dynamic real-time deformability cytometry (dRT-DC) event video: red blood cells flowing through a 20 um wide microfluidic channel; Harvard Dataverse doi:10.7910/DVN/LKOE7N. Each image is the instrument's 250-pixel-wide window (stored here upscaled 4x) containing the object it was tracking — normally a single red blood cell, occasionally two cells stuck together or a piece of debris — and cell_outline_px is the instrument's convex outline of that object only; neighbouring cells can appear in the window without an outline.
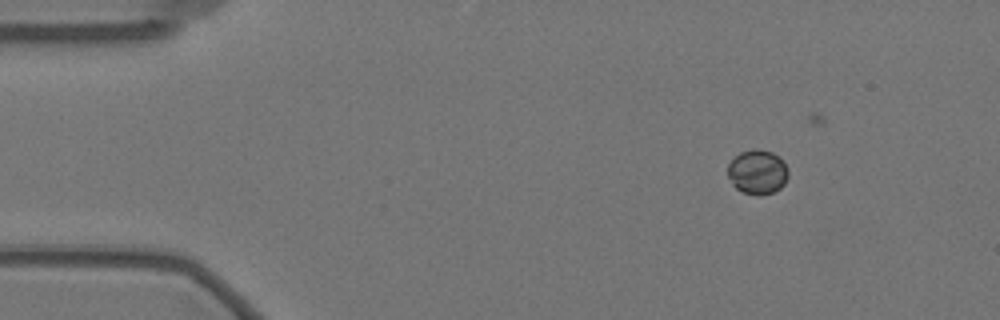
{"species": "Egyptian fruit bat (a non-hibernating species)", "species_latin": "Rousettus aegyptiacus", "temperature_condition": "warm", "stored_images_in_passage": 60, "camera_frame_rate_fps": 3000, "um_per_image_px": 0.085, "animal": {"sex": "female"}, "frame": {"image": 1, "passage_image": 8, "time_ms": 2.333, "image_size_px": [1000, 320], "cell_outline_px": [[788, 176], [784, 184], [780, 188], [772, 192], [760, 196], [756, 196], [744, 192], [736, 188], [732, 184], [728, 176], [728, 164], [740, 152], [756, 148], [772, 152], [784, 164], [788, 172]], "centroid_in_image_um": [64.36, 14.63], "position_along_channel_um": 20.6, "area_um2": 15.49}}
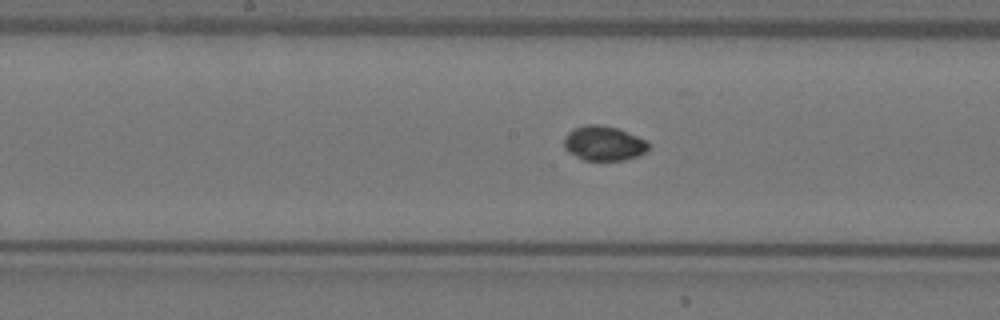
{"frame": {"image": 2, "passage_image": 30, "time_ms": 9.667, "image_size_px": [1000, 320], "cell_outline_px": [[648, 148], [644, 152], [636, 156], [624, 160], [584, 160], [568, 152], [564, 148], [564, 136], [568, 132], [584, 124], [600, 124], [616, 128], [648, 140]], "centroid_in_image_um": [51.29, 12.17], "position_along_channel_um": 196.9, "area_um2": 16.99}}
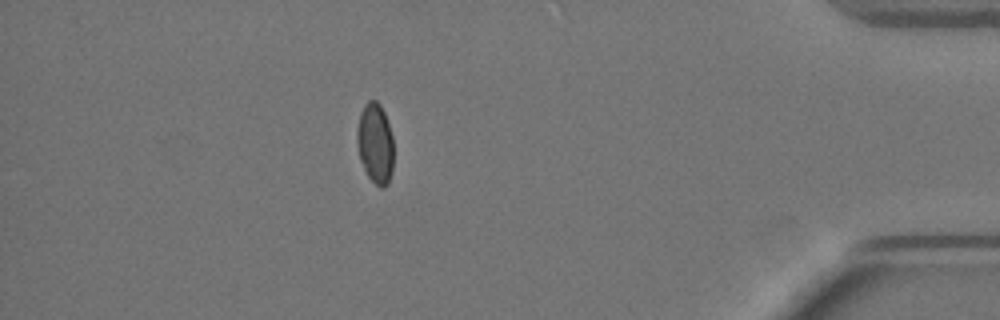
{"frame": {"image": 3, "passage_image": 52, "time_ms": 17.0, "image_size_px": [1000, 320], "cell_outline_px": [[392, 172], [388, 184], [384, 188], [380, 188], [368, 176], [360, 160], [356, 140], [356, 128], [360, 112], [364, 104], [368, 100], [376, 100], [380, 104], [384, 112], [392, 136]], "centroid_in_image_um": [31.87, 12.17], "position_along_channel_um": 403.3, "area_um2": 17.22}}